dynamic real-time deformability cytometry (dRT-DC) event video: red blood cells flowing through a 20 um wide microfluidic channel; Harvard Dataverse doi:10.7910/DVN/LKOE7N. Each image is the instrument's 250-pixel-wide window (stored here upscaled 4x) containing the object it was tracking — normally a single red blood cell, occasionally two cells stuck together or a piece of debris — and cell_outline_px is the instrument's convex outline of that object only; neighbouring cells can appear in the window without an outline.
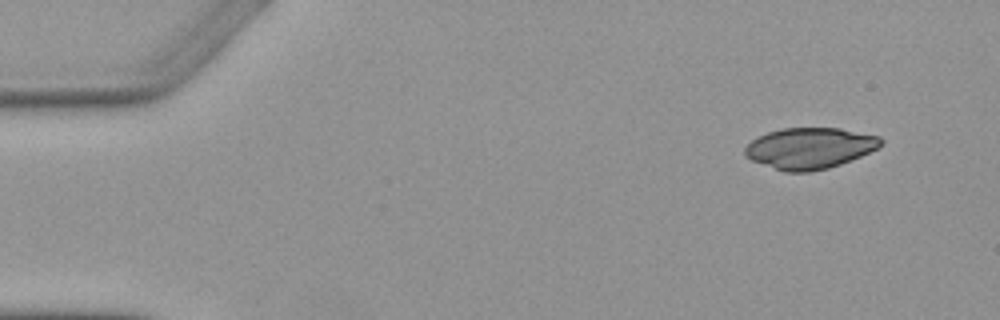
{"species": "Egyptian fruit bat (a non-hibernating species)", "species_latin": "Rousettus aegyptiacus", "temperature_condition": "warm", "stored_images_in_passage": 4, "camera_frame_rate_fps": 3000, "um_per_image_px": 0.085, "animal": {"sex": "female"}, "frame": {"image": 1, "passage_image": 1, "time_ms": 0.0, "image_size_px": [1000, 320], "cell_outline_px": [[884, 144], [860, 156], [840, 164], [828, 168], [808, 172], [784, 172], [752, 160], [744, 156], [744, 148], [752, 140], [768, 132], [784, 128], [840, 128], [880, 136], [884, 140]], "centroid_in_image_um": [68.83, 12.59], "position_along_channel_um": 16.2, "area_um2": 32.43}}